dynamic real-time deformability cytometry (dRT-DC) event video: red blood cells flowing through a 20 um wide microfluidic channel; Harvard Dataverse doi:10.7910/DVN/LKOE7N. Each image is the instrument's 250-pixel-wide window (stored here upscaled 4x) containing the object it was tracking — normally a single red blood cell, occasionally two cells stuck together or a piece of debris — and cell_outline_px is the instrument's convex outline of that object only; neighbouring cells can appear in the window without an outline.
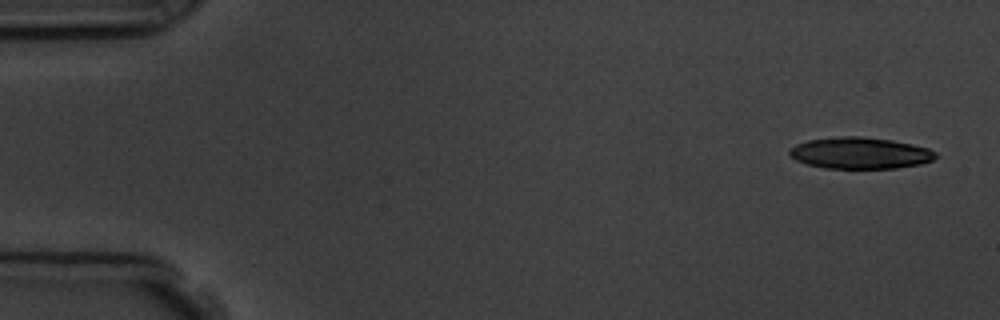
{"species": "common noctule bat (a hibernating species)", "species_latin": "Nyctalus noctula", "temperature_condition": "room temperature", "stored_images_in_passage": 5, "camera_frame_rate_fps": 3000, "um_per_image_px": 0.085, "animal": {"sex": "male", "body_mass_g": 19.5, "forearm_length_mm": 54.6}, "frame": {"image": 1, "passage_image": 1, "time_ms": 0.0, "image_size_px": [1000, 320], "cell_outline_px": [[940, 156], [932, 160], [920, 164], [896, 168], [824, 168], [804, 164], [796, 160], [788, 152], [796, 144], [808, 140], [844, 136], [860, 136], [892, 140], [912, 144], [928, 148], [936, 152]], "centroid_in_image_um": [73.13, 13.01], "position_along_channel_um": 11.9, "area_um2": 26.82}}
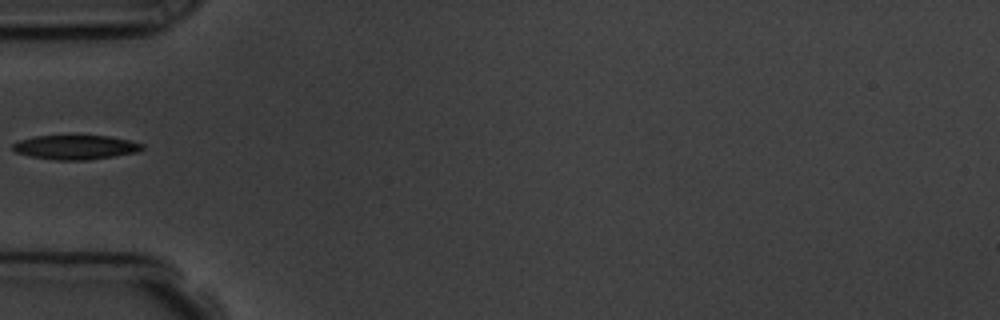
{"frame": {"image": 2, "passage_image": 5, "time_ms": 5.333, "image_size_px": [1000, 320], "cell_outline_px": [[144, 148], [136, 152], [112, 156], [84, 160], [56, 160], [32, 156], [16, 152], [12, 148], [12, 144], [20, 140], [32, 136], [108, 136], [128, 140], [144, 144]], "centroid_in_image_um": [6.4, 12.51], "position_along_channel_um": 78.6, "area_um2": 18.03}}